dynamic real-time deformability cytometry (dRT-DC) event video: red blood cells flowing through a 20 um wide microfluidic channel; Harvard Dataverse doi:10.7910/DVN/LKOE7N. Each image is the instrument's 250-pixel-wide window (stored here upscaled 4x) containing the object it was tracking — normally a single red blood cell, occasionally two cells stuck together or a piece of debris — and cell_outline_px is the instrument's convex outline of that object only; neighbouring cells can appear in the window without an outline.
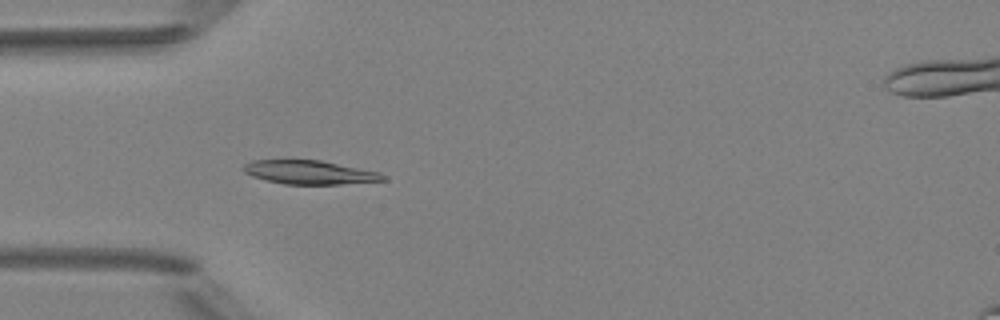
{"species": "Egyptian fruit bat (a non-hibernating species)", "species_latin": "Rousettus aegyptiacus", "temperature_condition": "room temperature", "stored_images_in_passage": 2, "camera_frame_rate_fps": 3000, "um_per_image_px": 0.085, "animal": {"sex": "female"}, "frame": {"image": 1, "passage_image": 2, "time_ms": 1.333, "image_size_px": [1000, 320], "cell_outline_px": [[388, 180], [340, 184], [284, 184], [252, 176], [244, 172], [244, 164], [252, 160], [320, 160], [380, 172]], "centroid_in_image_um": [26.33, 14.64], "position_along_channel_um": 58.7, "area_um2": 19.13}}